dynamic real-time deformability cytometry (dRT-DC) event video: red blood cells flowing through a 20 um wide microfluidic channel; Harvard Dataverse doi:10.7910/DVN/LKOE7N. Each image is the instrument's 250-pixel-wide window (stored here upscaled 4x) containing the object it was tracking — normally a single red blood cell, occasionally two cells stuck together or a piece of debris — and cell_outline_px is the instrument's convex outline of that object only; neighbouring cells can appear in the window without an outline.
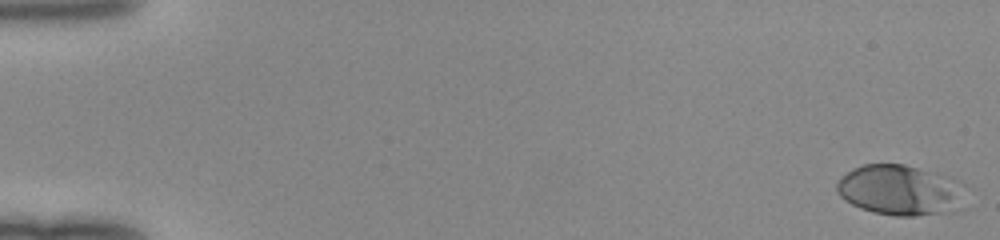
{"species": "human", "species_latin": "Homo sapiens", "temperature_condition": "room temperature", "stored_images_in_passage": 50, "camera_frame_rate_fps": 3000, "um_per_image_px": 0.085, "donor": {"sex": "female"}, "frame": {"image": 1, "passage_image": 1, "time_ms": 0.0, "image_size_px": [1000, 240], "cell_outline_px": [[956, 208], [952, 212], [916, 216], [896, 216], [872, 212], [860, 208], [844, 200], [836, 192], [836, 184], [852, 168], [864, 164], [904, 164], [948, 176], [956, 180]], "centroid_in_image_um": [76.35, 16.16], "position_along_channel_um": 8.7, "area_um2": 36.7}}
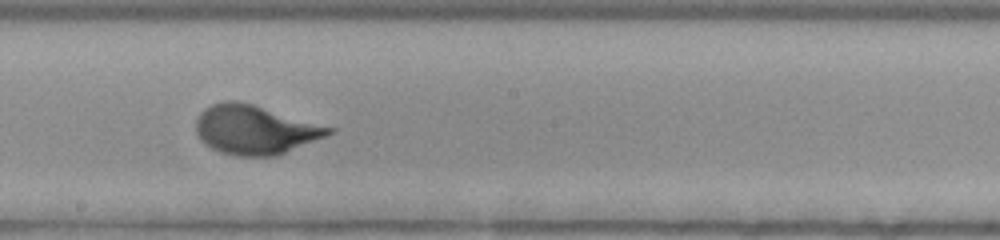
{"frame": {"image": 2, "passage_image": 29, "time_ms": 9.333, "image_size_px": [1000, 240], "cell_outline_px": [[336, 132], [276, 156], [236, 156], [220, 152], [204, 144], [200, 140], [196, 132], [196, 120], [200, 112], [204, 108], [212, 104], [224, 100], [236, 100], [252, 104], [336, 128]], "centroid_in_image_um": [21.66, 11.02], "position_along_channel_um": 226.5, "area_um2": 38.09}}
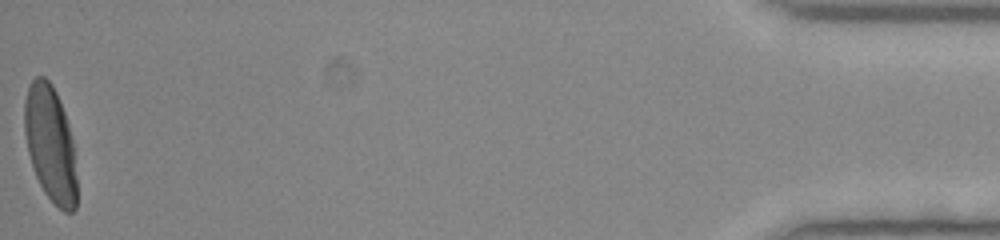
{"frame": {"image": 3, "passage_image": 50, "time_ms": 16.333, "image_size_px": [1000, 240], "cell_outline_px": [[76, 208], [72, 212], [64, 212], [44, 192], [36, 176], [28, 152], [24, 132], [24, 100], [28, 88], [32, 80], [36, 76], [44, 76], [52, 84], [60, 100], [72, 136], [76, 176]], "centroid_in_image_um": [4.27, 12.2], "position_along_channel_um": 430.9, "area_um2": 35.26}}